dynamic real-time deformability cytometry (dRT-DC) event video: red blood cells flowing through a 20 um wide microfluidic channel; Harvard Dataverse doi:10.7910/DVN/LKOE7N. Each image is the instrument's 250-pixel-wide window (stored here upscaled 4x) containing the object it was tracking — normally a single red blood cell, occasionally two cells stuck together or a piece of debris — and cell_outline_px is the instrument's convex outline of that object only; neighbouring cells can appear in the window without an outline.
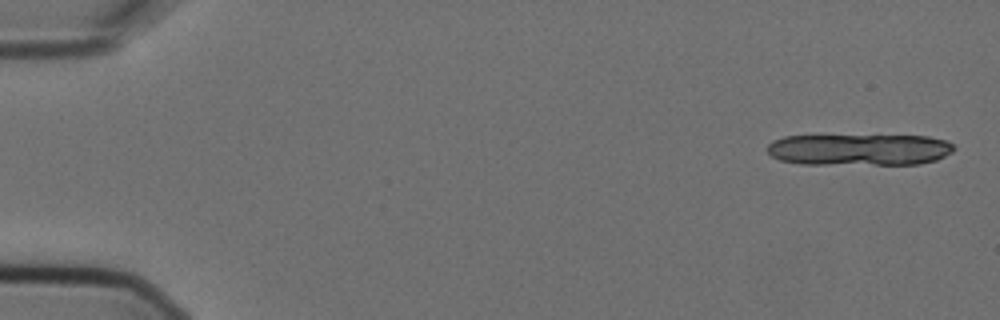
{"species": "Egyptian fruit bat (a non-hibernating species)", "species_latin": "Rousettus aegyptiacus", "temperature_condition": "cold", "stored_images_in_passage": 4, "camera_frame_rate_fps": 3000, "um_per_image_px": 0.085, "animal": {"sex": "female"}, "frame": {"image": 1, "passage_image": 1, "time_ms": 0.0, "image_size_px": [1000, 320], "cell_outline_px": [[956, 148], [952, 152], [936, 160], [920, 164], [800, 164], [780, 160], [772, 156], [768, 152], [768, 144], [772, 140], [784, 136], [928, 136], [948, 140]], "centroid_in_image_um": [73.06, 12.72], "position_along_channel_um": 11.9, "area_um2": 34.45}}